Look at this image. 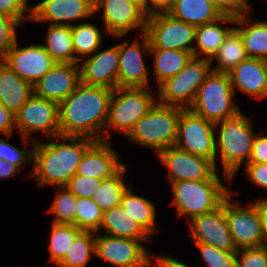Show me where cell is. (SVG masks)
I'll list each match as a JSON object with an SVG mask.
<instances>
[{"label": "cell", "mask_w": 267, "mask_h": 267, "mask_svg": "<svg viewBox=\"0 0 267 267\" xmlns=\"http://www.w3.org/2000/svg\"><path fill=\"white\" fill-rule=\"evenodd\" d=\"M47 141H36L33 166L28 176L34 177L39 186H66L76 173L85 151L95 141L65 136L48 138Z\"/></svg>", "instance_id": "2"}, {"label": "cell", "mask_w": 267, "mask_h": 267, "mask_svg": "<svg viewBox=\"0 0 267 267\" xmlns=\"http://www.w3.org/2000/svg\"><path fill=\"white\" fill-rule=\"evenodd\" d=\"M44 42L42 46L56 62L75 63L71 26L49 25Z\"/></svg>", "instance_id": "32"}, {"label": "cell", "mask_w": 267, "mask_h": 267, "mask_svg": "<svg viewBox=\"0 0 267 267\" xmlns=\"http://www.w3.org/2000/svg\"><path fill=\"white\" fill-rule=\"evenodd\" d=\"M100 183V179L74 174L66 187L78 198H92Z\"/></svg>", "instance_id": "43"}, {"label": "cell", "mask_w": 267, "mask_h": 267, "mask_svg": "<svg viewBox=\"0 0 267 267\" xmlns=\"http://www.w3.org/2000/svg\"><path fill=\"white\" fill-rule=\"evenodd\" d=\"M20 26L15 19L0 13V61L4 59L17 39L16 29Z\"/></svg>", "instance_id": "41"}, {"label": "cell", "mask_w": 267, "mask_h": 267, "mask_svg": "<svg viewBox=\"0 0 267 267\" xmlns=\"http://www.w3.org/2000/svg\"><path fill=\"white\" fill-rule=\"evenodd\" d=\"M251 8L250 3V9L236 17L238 27L234 25V28L241 35L248 57L267 60V21L249 20Z\"/></svg>", "instance_id": "26"}, {"label": "cell", "mask_w": 267, "mask_h": 267, "mask_svg": "<svg viewBox=\"0 0 267 267\" xmlns=\"http://www.w3.org/2000/svg\"><path fill=\"white\" fill-rule=\"evenodd\" d=\"M19 167L15 164L0 160V179H7L12 176H16Z\"/></svg>", "instance_id": "52"}, {"label": "cell", "mask_w": 267, "mask_h": 267, "mask_svg": "<svg viewBox=\"0 0 267 267\" xmlns=\"http://www.w3.org/2000/svg\"><path fill=\"white\" fill-rule=\"evenodd\" d=\"M33 95V85L0 61V103L15 115Z\"/></svg>", "instance_id": "25"}, {"label": "cell", "mask_w": 267, "mask_h": 267, "mask_svg": "<svg viewBox=\"0 0 267 267\" xmlns=\"http://www.w3.org/2000/svg\"><path fill=\"white\" fill-rule=\"evenodd\" d=\"M149 88L117 87L109 101L108 119L104 141H109L111 131L127 137L135 123L158 102Z\"/></svg>", "instance_id": "5"}, {"label": "cell", "mask_w": 267, "mask_h": 267, "mask_svg": "<svg viewBox=\"0 0 267 267\" xmlns=\"http://www.w3.org/2000/svg\"><path fill=\"white\" fill-rule=\"evenodd\" d=\"M212 3L223 15L238 17L250 9L249 0H207Z\"/></svg>", "instance_id": "45"}, {"label": "cell", "mask_w": 267, "mask_h": 267, "mask_svg": "<svg viewBox=\"0 0 267 267\" xmlns=\"http://www.w3.org/2000/svg\"><path fill=\"white\" fill-rule=\"evenodd\" d=\"M168 170L169 183L179 181L208 180L216 172L215 165L208 159L193 155L171 146L156 154Z\"/></svg>", "instance_id": "15"}, {"label": "cell", "mask_w": 267, "mask_h": 267, "mask_svg": "<svg viewBox=\"0 0 267 267\" xmlns=\"http://www.w3.org/2000/svg\"><path fill=\"white\" fill-rule=\"evenodd\" d=\"M120 205L153 239L155 233H160L156 227L157 209L155 204L138 194H134L131 184L121 197Z\"/></svg>", "instance_id": "27"}, {"label": "cell", "mask_w": 267, "mask_h": 267, "mask_svg": "<svg viewBox=\"0 0 267 267\" xmlns=\"http://www.w3.org/2000/svg\"><path fill=\"white\" fill-rule=\"evenodd\" d=\"M7 141V139L0 138V159L2 161L11 162L20 168L33 162L34 147L26 151Z\"/></svg>", "instance_id": "40"}, {"label": "cell", "mask_w": 267, "mask_h": 267, "mask_svg": "<svg viewBox=\"0 0 267 267\" xmlns=\"http://www.w3.org/2000/svg\"><path fill=\"white\" fill-rule=\"evenodd\" d=\"M71 34L75 52V63H79V60L93 55L100 49L103 42L101 30L98 26L88 21L77 22V24L75 23L71 26Z\"/></svg>", "instance_id": "33"}, {"label": "cell", "mask_w": 267, "mask_h": 267, "mask_svg": "<svg viewBox=\"0 0 267 267\" xmlns=\"http://www.w3.org/2000/svg\"><path fill=\"white\" fill-rule=\"evenodd\" d=\"M173 3L174 0H148V17L155 14L168 13Z\"/></svg>", "instance_id": "50"}, {"label": "cell", "mask_w": 267, "mask_h": 267, "mask_svg": "<svg viewBox=\"0 0 267 267\" xmlns=\"http://www.w3.org/2000/svg\"><path fill=\"white\" fill-rule=\"evenodd\" d=\"M245 165V173L251 183L267 189V163L248 162Z\"/></svg>", "instance_id": "46"}, {"label": "cell", "mask_w": 267, "mask_h": 267, "mask_svg": "<svg viewBox=\"0 0 267 267\" xmlns=\"http://www.w3.org/2000/svg\"><path fill=\"white\" fill-rule=\"evenodd\" d=\"M181 107L162 105L158 102L134 125L126 137L133 143L148 147L157 154L175 146Z\"/></svg>", "instance_id": "6"}, {"label": "cell", "mask_w": 267, "mask_h": 267, "mask_svg": "<svg viewBox=\"0 0 267 267\" xmlns=\"http://www.w3.org/2000/svg\"><path fill=\"white\" fill-rule=\"evenodd\" d=\"M172 203L176 207L178 218L193 217L216 210L222 202L233 193L220 179L216 172L208 180L179 181L170 184Z\"/></svg>", "instance_id": "4"}, {"label": "cell", "mask_w": 267, "mask_h": 267, "mask_svg": "<svg viewBox=\"0 0 267 267\" xmlns=\"http://www.w3.org/2000/svg\"><path fill=\"white\" fill-rule=\"evenodd\" d=\"M215 123L197 115L191 109H181L175 146L216 165L214 141Z\"/></svg>", "instance_id": "10"}, {"label": "cell", "mask_w": 267, "mask_h": 267, "mask_svg": "<svg viewBox=\"0 0 267 267\" xmlns=\"http://www.w3.org/2000/svg\"><path fill=\"white\" fill-rule=\"evenodd\" d=\"M102 11L100 19L104 23V32L115 38L126 36L135 28L140 34L145 32L147 16L130 0H96L94 15Z\"/></svg>", "instance_id": "14"}, {"label": "cell", "mask_w": 267, "mask_h": 267, "mask_svg": "<svg viewBox=\"0 0 267 267\" xmlns=\"http://www.w3.org/2000/svg\"><path fill=\"white\" fill-rule=\"evenodd\" d=\"M15 115L0 103V134L10 138L14 134Z\"/></svg>", "instance_id": "48"}, {"label": "cell", "mask_w": 267, "mask_h": 267, "mask_svg": "<svg viewBox=\"0 0 267 267\" xmlns=\"http://www.w3.org/2000/svg\"><path fill=\"white\" fill-rule=\"evenodd\" d=\"M253 125L252 118L246 116L243 111L234 117L215 123V168L218 171L217 159H221L219 166L222 167L224 179L228 184L238 174L241 165L249 162L256 137Z\"/></svg>", "instance_id": "3"}, {"label": "cell", "mask_w": 267, "mask_h": 267, "mask_svg": "<svg viewBox=\"0 0 267 267\" xmlns=\"http://www.w3.org/2000/svg\"><path fill=\"white\" fill-rule=\"evenodd\" d=\"M244 207L232 200V193L225 199V216L237 250L267 245L262 233L259 215L254 203Z\"/></svg>", "instance_id": "13"}, {"label": "cell", "mask_w": 267, "mask_h": 267, "mask_svg": "<svg viewBox=\"0 0 267 267\" xmlns=\"http://www.w3.org/2000/svg\"><path fill=\"white\" fill-rule=\"evenodd\" d=\"M249 162L267 163V134H256Z\"/></svg>", "instance_id": "47"}, {"label": "cell", "mask_w": 267, "mask_h": 267, "mask_svg": "<svg viewBox=\"0 0 267 267\" xmlns=\"http://www.w3.org/2000/svg\"><path fill=\"white\" fill-rule=\"evenodd\" d=\"M110 141H95L84 153L77 166V175L106 179L115 175L125 163L111 147Z\"/></svg>", "instance_id": "22"}, {"label": "cell", "mask_w": 267, "mask_h": 267, "mask_svg": "<svg viewBox=\"0 0 267 267\" xmlns=\"http://www.w3.org/2000/svg\"><path fill=\"white\" fill-rule=\"evenodd\" d=\"M58 192L48 212L54 215L53 223L76 226L77 197L66 187H57Z\"/></svg>", "instance_id": "37"}, {"label": "cell", "mask_w": 267, "mask_h": 267, "mask_svg": "<svg viewBox=\"0 0 267 267\" xmlns=\"http://www.w3.org/2000/svg\"><path fill=\"white\" fill-rule=\"evenodd\" d=\"M92 16L94 3L91 0H42L32 7L30 21L73 26L75 21Z\"/></svg>", "instance_id": "19"}, {"label": "cell", "mask_w": 267, "mask_h": 267, "mask_svg": "<svg viewBox=\"0 0 267 267\" xmlns=\"http://www.w3.org/2000/svg\"><path fill=\"white\" fill-rule=\"evenodd\" d=\"M247 58L248 55L241 35L233 28L225 37L217 53L210 60L211 65H213L214 60L217 62V65L215 67L211 66V69L215 72L228 74Z\"/></svg>", "instance_id": "31"}, {"label": "cell", "mask_w": 267, "mask_h": 267, "mask_svg": "<svg viewBox=\"0 0 267 267\" xmlns=\"http://www.w3.org/2000/svg\"><path fill=\"white\" fill-rule=\"evenodd\" d=\"M113 89L82 82L59 103L60 136L104 141Z\"/></svg>", "instance_id": "1"}, {"label": "cell", "mask_w": 267, "mask_h": 267, "mask_svg": "<svg viewBox=\"0 0 267 267\" xmlns=\"http://www.w3.org/2000/svg\"><path fill=\"white\" fill-rule=\"evenodd\" d=\"M100 229L105 235L128 239H152L141 226L119 205L103 212Z\"/></svg>", "instance_id": "28"}, {"label": "cell", "mask_w": 267, "mask_h": 267, "mask_svg": "<svg viewBox=\"0 0 267 267\" xmlns=\"http://www.w3.org/2000/svg\"><path fill=\"white\" fill-rule=\"evenodd\" d=\"M211 66L209 59L192 57L178 74L158 86V103L183 109L190 108L198 89L212 70Z\"/></svg>", "instance_id": "8"}, {"label": "cell", "mask_w": 267, "mask_h": 267, "mask_svg": "<svg viewBox=\"0 0 267 267\" xmlns=\"http://www.w3.org/2000/svg\"><path fill=\"white\" fill-rule=\"evenodd\" d=\"M150 55L154 58L152 73L158 86L178 74L193 57L191 52L160 48H150Z\"/></svg>", "instance_id": "30"}, {"label": "cell", "mask_w": 267, "mask_h": 267, "mask_svg": "<svg viewBox=\"0 0 267 267\" xmlns=\"http://www.w3.org/2000/svg\"><path fill=\"white\" fill-rule=\"evenodd\" d=\"M257 208L264 240L267 244V198L253 202Z\"/></svg>", "instance_id": "51"}, {"label": "cell", "mask_w": 267, "mask_h": 267, "mask_svg": "<svg viewBox=\"0 0 267 267\" xmlns=\"http://www.w3.org/2000/svg\"><path fill=\"white\" fill-rule=\"evenodd\" d=\"M28 2L29 0H0V13L10 16L21 25L25 19L30 21L31 18L32 7L28 8Z\"/></svg>", "instance_id": "44"}, {"label": "cell", "mask_w": 267, "mask_h": 267, "mask_svg": "<svg viewBox=\"0 0 267 267\" xmlns=\"http://www.w3.org/2000/svg\"><path fill=\"white\" fill-rule=\"evenodd\" d=\"M96 257L114 267H151V255L142 243L153 239H128L95 232Z\"/></svg>", "instance_id": "12"}, {"label": "cell", "mask_w": 267, "mask_h": 267, "mask_svg": "<svg viewBox=\"0 0 267 267\" xmlns=\"http://www.w3.org/2000/svg\"><path fill=\"white\" fill-rule=\"evenodd\" d=\"M129 41L119 43L118 87L149 88V70L142 55H150V43L145 33ZM129 44V45H128Z\"/></svg>", "instance_id": "16"}, {"label": "cell", "mask_w": 267, "mask_h": 267, "mask_svg": "<svg viewBox=\"0 0 267 267\" xmlns=\"http://www.w3.org/2000/svg\"><path fill=\"white\" fill-rule=\"evenodd\" d=\"M76 227L82 231L97 232L103 219V211L92 198L77 197Z\"/></svg>", "instance_id": "38"}, {"label": "cell", "mask_w": 267, "mask_h": 267, "mask_svg": "<svg viewBox=\"0 0 267 267\" xmlns=\"http://www.w3.org/2000/svg\"><path fill=\"white\" fill-rule=\"evenodd\" d=\"M236 17L223 15L218 20L195 28L193 57L211 60L223 44L225 37L234 28ZM232 24L233 27H222V24Z\"/></svg>", "instance_id": "24"}, {"label": "cell", "mask_w": 267, "mask_h": 267, "mask_svg": "<svg viewBox=\"0 0 267 267\" xmlns=\"http://www.w3.org/2000/svg\"><path fill=\"white\" fill-rule=\"evenodd\" d=\"M15 128L31 147L37 141L33 133L42 132L46 139L60 136L59 104L33 95L15 114Z\"/></svg>", "instance_id": "9"}, {"label": "cell", "mask_w": 267, "mask_h": 267, "mask_svg": "<svg viewBox=\"0 0 267 267\" xmlns=\"http://www.w3.org/2000/svg\"><path fill=\"white\" fill-rule=\"evenodd\" d=\"M195 28L169 13H160L147 17L144 33L148 37L150 48L174 49L193 54Z\"/></svg>", "instance_id": "11"}, {"label": "cell", "mask_w": 267, "mask_h": 267, "mask_svg": "<svg viewBox=\"0 0 267 267\" xmlns=\"http://www.w3.org/2000/svg\"><path fill=\"white\" fill-rule=\"evenodd\" d=\"M228 74L234 92L238 89L258 100L267 98V60L248 57Z\"/></svg>", "instance_id": "23"}, {"label": "cell", "mask_w": 267, "mask_h": 267, "mask_svg": "<svg viewBox=\"0 0 267 267\" xmlns=\"http://www.w3.org/2000/svg\"><path fill=\"white\" fill-rule=\"evenodd\" d=\"M127 168L128 165L125 164L112 177L102 179L99 187L94 192L92 199L96 201L103 212L120 205L122 194L129 186L126 185L124 180Z\"/></svg>", "instance_id": "34"}, {"label": "cell", "mask_w": 267, "mask_h": 267, "mask_svg": "<svg viewBox=\"0 0 267 267\" xmlns=\"http://www.w3.org/2000/svg\"><path fill=\"white\" fill-rule=\"evenodd\" d=\"M138 8H140L148 17V0H130Z\"/></svg>", "instance_id": "53"}, {"label": "cell", "mask_w": 267, "mask_h": 267, "mask_svg": "<svg viewBox=\"0 0 267 267\" xmlns=\"http://www.w3.org/2000/svg\"><path fill=\"white\" fill-rule=\"evenodd\" d=\"M18 38L2 62L22 80L32 85L39 81L57 63L42 44L19 47Z\"/></svg>", "instance_id": "17"}, {"label": "cell", "mask_w": 267, "mask_h": 267, "mask_svg": "<svg viewBox=\"0 0 267 267\" xmlns=\"http://www.w3.org/2000/svg\"><path fill=\"white\" fill-rule=\"evenodd\" d=\"M95 232L82 231L57 267H86L92 256H96Z\"/></svg>", "instance_id": "36"}, {"label": "cell", "mask_w": 267, "mask_h": 267, "mask_svg": "<svg viewBox=\"0 0 267 267\" xmlns=\"http://www.w3.org/2000/svg\"><path fill=\"white\" fill-rule=\"evenodd\" d=\"M194 244L208 267H236L237 251H225L203 243Z\"/></svg>", "instance_id": "39"}, {"label": "cell", "mask_w": 267, "mask_h": 267, "mask_svg": "<svg viewBox=\"0 0 267 267\" xmlns=\"http://www.w3.org/2000/svg\"><path fill=\"white\" fill-rule=\"evenodd\" d=\"M234 94L229 74L211 70L189 109L206 120L218 123L242 111L233 97Z\"/></svg>", "instance_id": "7"}, {"label": "cell", "mask_w": 267, "mask_h": 267, "mask_svg": "<svg viewBox=\"0 0 267 267\" xmlns=\"http://www.w3.org/2000/svg\"><path fill=\"white\" fill-rule=\"evenodd\" d=\"M153 259H151V262L156 261L154 264L151 263L152 267H190L187 265V263L181 262L178 260V258H174L173 256L169 255H151Z\"/></svg>", "instance_id": "49"}, {"label": "cell", "mask_w": 267, "mask_h": 267, "mask_svg": "<svg viewBox=\"0 0 267 267\" xmlns=\"http://www.w3.org/2000/svg\"><path fill=\"white\" fill-rule=\"evenodd\" d=\"M236 267H267V245L238 250Z\"/></svg>", "instance_id": "42"}, {"label": "cell", "mask_w": 267, "mask_h": 267, "mask_svg": "<svg viewBox=\"0 0 267 267\" xmlns=\"http://www.w3.org/2000/svg\"><path fill=\"white\" fill-rule=\"evenodd\" d=\"M50 232L48 240L49 260L57 266L82 230L72 224H56L52 222Z\"/></svg>", "instance_id": "35"}, {"label": "cell", "mask_w": 267, "mask_h": 267, "mask_svg": "<svg viewBox=\"0 0 267 267\" xmlns=\"http://www.w3.org/2000/svg\"><path fill=\"white\" fill-rule=\"evenodd\" d=\"M168 13L172 17L195 27L214 22L223 16L207 0H174L173 6Z\"/></svg>", "instance_id": "29"}, {"label": "cell", "mask_w": 267, "mask_h": 267, "mask_svg": "<svg viewBox=\"0 0 267 267\" xmlns=\"http://www.w3.org/2000/svg\"><path fill=\"white\" fill-rule=\"evenodd\" d=\"M79 83V63L57 62L33 85V91L34 95L59 104L76 89Z\"/></svg>", "instance_id": "21"}, {"label": "cell", "mask_w": 267, "mask_h": 267, "mask_svg": "<svg viewBox=\"0 0 267 267\" xmlns=\"http://www.w3.org/2000/svg\"><path fill=\"white\" fill-rule=\"evenodd\" d=\"M189 223L194 243H203L225 251H238L225 216V200L216 210L193 217Z\"/></svg>", "instance_id": "18"}, {"label": "cell", "mask_w": 267, "mask_h": 267, "mask_svg": "<svg viewBox=\"0 0 267 267\" xmlns=\"http://www.w3.org/2000/svg\"><path fill=\"white\" fill-rule=\"evenodd\" d=\"M82 62V63H81ZM80 82L110 89L118 87L119 44L79 60Z\"/></svg>", "instance_id": "20"}]
</instances>
